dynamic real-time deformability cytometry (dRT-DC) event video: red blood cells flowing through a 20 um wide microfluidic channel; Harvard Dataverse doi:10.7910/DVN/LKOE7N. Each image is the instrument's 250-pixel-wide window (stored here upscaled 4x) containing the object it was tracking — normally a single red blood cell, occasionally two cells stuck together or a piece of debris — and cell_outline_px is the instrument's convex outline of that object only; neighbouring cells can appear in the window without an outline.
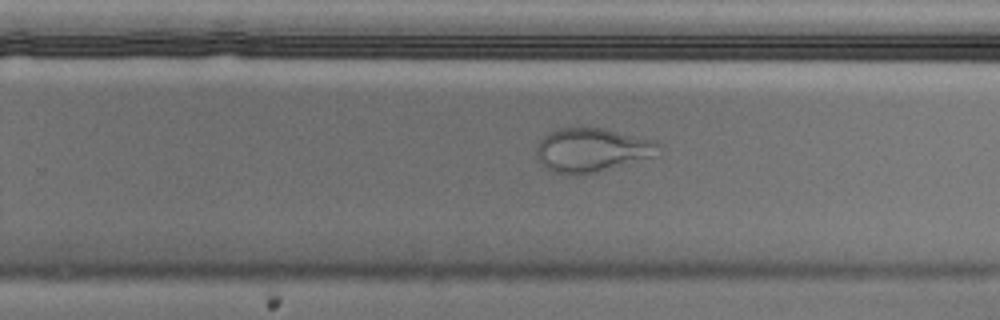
{"species": "Egyptian fruit bat (a non-hibernating species)", "species_latin": "Rousettus aegyptiacus", "temperature_condition": "cold", "stored_images_in_passage": 47, "camera_frame_rate_fps": 3000, "um_per_image_px": 0.085, "animal": {"sex": "male"}, "frame": {"image": 1, "passage_image": 27, "time_ms": 8.667, "image_size_px": [1000, 320], "cell_outline_px": [[660, 156], [580, 176], [568, 176], [556, 172], [548, 168], [536, 156], [536, 144], [544, 136], [556, 128], [604, 128], [656, 140], [660, 144]], "centroid_in_image_um": [50.37, 12.76], "position_along_channel_um": 279.4, "area_um2": 31.79}}